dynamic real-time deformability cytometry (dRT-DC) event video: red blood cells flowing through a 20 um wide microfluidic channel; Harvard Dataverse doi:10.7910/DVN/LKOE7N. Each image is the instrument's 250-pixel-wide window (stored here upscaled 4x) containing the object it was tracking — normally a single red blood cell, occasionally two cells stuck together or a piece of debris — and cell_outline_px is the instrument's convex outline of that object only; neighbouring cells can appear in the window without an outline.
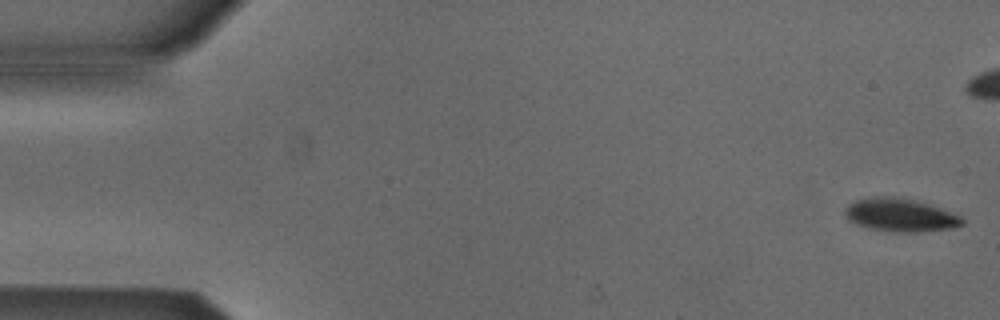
{"species": "Egyptian fruit bat (a non-hibernating species)", "species_latin": "Rousettus aegyptiacus", "temperature_condition": "cold", "stored_images_in_passage": 43, "camera_frame_rate_fps": 3000, "um_per_image_px": 0.085, "animal": {"sex": "male"}, "frame": {"image": 1, "passage_image": 1, "time_ms": 0.0, "image_size_px": [1000, 320], "cell_outline_px": [[964, 224], [952, 228], [916, 232], [896, 232], [868, 228], [856, 224], [848, 220], [844, 216], [844, 208], [848, 204], [856, 200], [872, 196], [892, 196], [912, 200], [928, 204], [940, 208], [960, 216], [964, 220]], "centroid_in_image_um": [76.47, 18.28], "position_along_channel_um": 8.5, "area_um2": 22.6}}
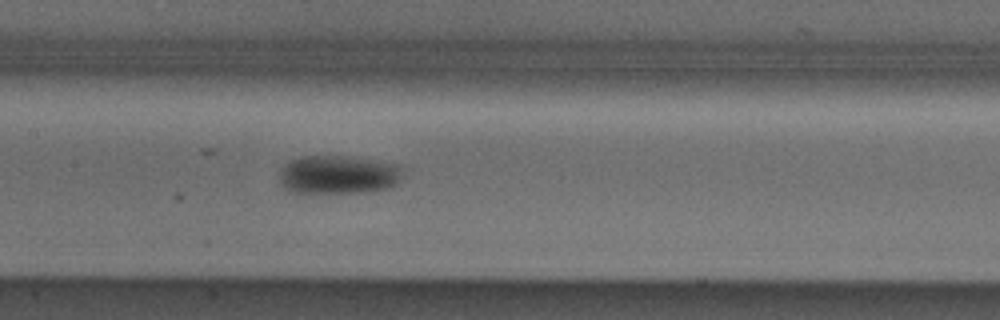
{"frame": {"image": 2, "passage_image": 25, "time_ms": 8.0, "image_size_px": [1000, 320], "cell_outline_px": [[404, 172], [400, 180], [392, 188], [360, 192], [296, 192], [280, 184], [280, 168], [284, 164], [292, 160], [304, 156], [348, 156], [404, 164]], "centroid_in_image_um": [28.85, 14.82], "position_along_channel_um": 178.5, "area_um2": 27.98}}
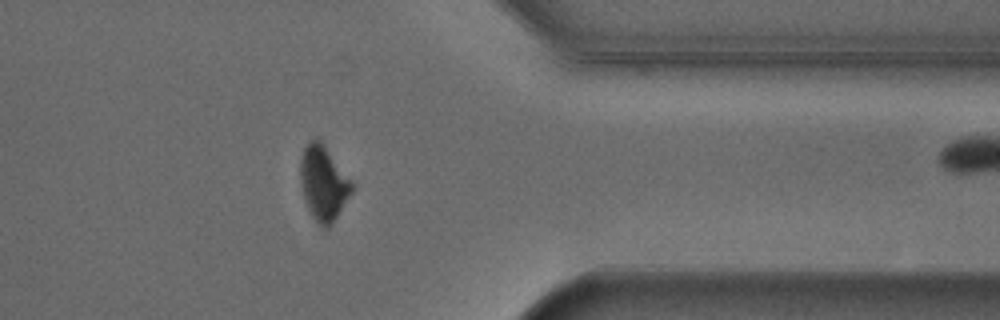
{"frame": {"image": 3, "passage_image": 42, "time_ms": 13.667, "image_size_px": [1000, 320], "cell_outline_px": [[356, 188], [328, 228], [324, 228], [312, 216], [308, 208], [300, 184], [300, 160], [304, 148], [308, 140], [316, 136], [320, 140], [356, 184]], "centroid_in_image_um": [27.52, 15.52], "position_along_channel_um": 383.9, "area_um2": 22.66}}